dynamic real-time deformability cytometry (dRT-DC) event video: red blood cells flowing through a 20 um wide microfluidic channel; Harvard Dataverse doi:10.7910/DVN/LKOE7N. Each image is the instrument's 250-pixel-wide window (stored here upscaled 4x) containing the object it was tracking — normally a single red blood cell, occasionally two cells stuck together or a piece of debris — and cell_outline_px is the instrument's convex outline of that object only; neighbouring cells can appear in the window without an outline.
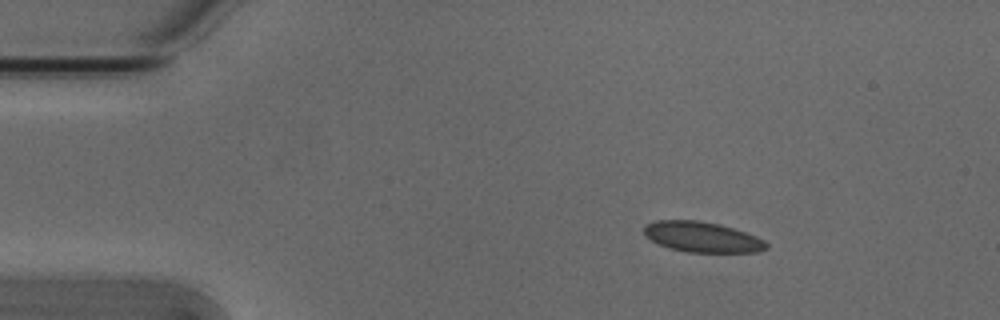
{"species": "Egyptian fruit bat (a non-hibernating species)", "species_latin": "Rousettus aegyptiacus", "temperature_condition": "cold", "stored_images_in_passage": 46, "camera_frame_rate_fps": 3000, "um_per_image_px": 0.085, "animal": {"sex": "male"}, "frame": {"image": 1, "passage_image": 1, "time_ms": 0.0, "image_size_px": [1000, 320], "cell_outline_px": [[768, 248], [760, 252], [684, 252], [660, 244], [644, 236], [644, 224], [656, 220], [696, 220], [720, 224], [756, 236], [764, 240], [768, 244]], "centroid_in_image_um": [59.68, 20.14], "position_along_channel_um": 25.3, "area_um2": 21.68}}
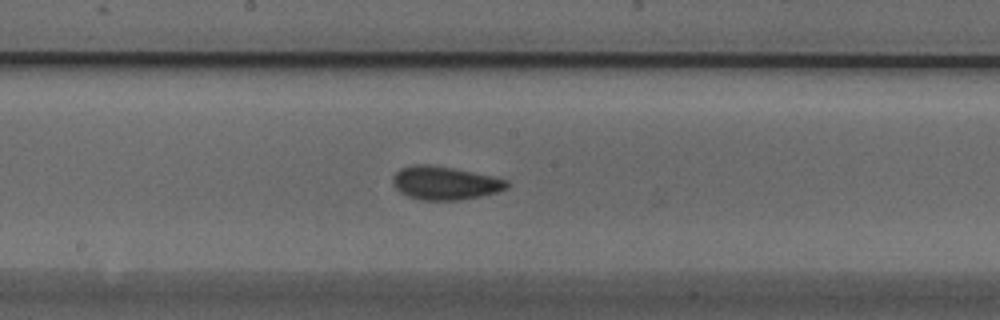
{"frame": {"image": 2, "passage_image": 21, "time_ms": 6.667, "image_size_px": [1000, 320], "cell_outline_px": [[508, 188], [496, 192], [480, 196], [460, 200], [420, 200], [408, 196], [400, 192], [392, 184], [392, 176], [400, 168], [412, 164], [428, 164], [452, 168], [492, 176], [508, 180]], "centroid_in_image_um": [37.78, 15.55], "position_along_channel_um": 210.4, "area_um2": 22.2}}
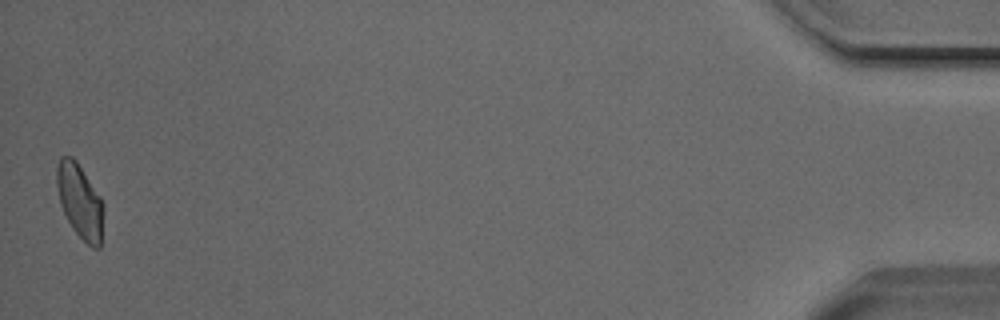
{"frame": {"image": 3, "passage_image": 46, "time_ms": 15.0, "image_size_px": [1000, 320], "cell_outline_px": [[104, 212], [100, 248], [92, 248], [72, 228], [60, 204], [56, 184], [56, 168], [60, 156], [72, 156], [76, 160], [100, 196], [104, 204]], "centroid_in_image_um": [6.79, 17.08], "position_along_channel_um": 428.4, "area_um2": 20.29}, "authors_computed_cell_mechanics": {"area_um2": 21.0392, "velocity_mm_per_s": 3.7896, "shape_relaxation_time_tau1_ms": null, "shape_relaxation_time_tau2_ms": 1.3073, "deformation_change_tau1": null, "deformation_change_tau2": 0.0584}}